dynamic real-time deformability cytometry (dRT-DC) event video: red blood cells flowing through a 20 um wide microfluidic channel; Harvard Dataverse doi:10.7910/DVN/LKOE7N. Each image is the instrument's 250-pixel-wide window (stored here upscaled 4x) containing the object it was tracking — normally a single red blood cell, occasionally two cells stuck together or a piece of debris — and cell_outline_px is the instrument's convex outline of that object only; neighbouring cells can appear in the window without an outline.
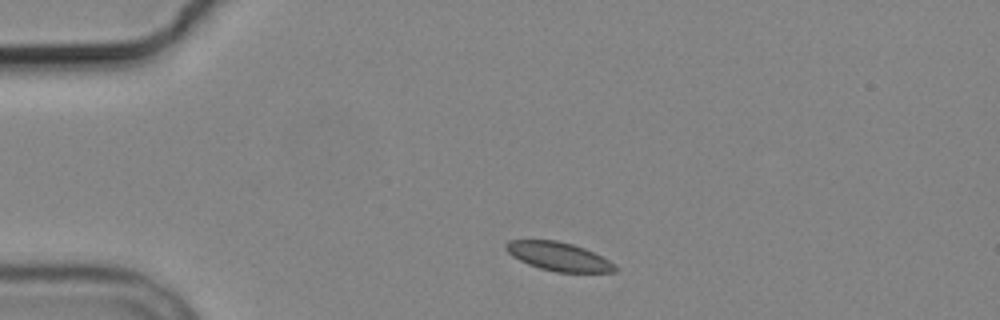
{"species": "common noctule bat (a hibernating species)", "species_latin": "Nyctalus noctula", "temperature_condition": "cold", "stored_images_in_passage": 2, "camera_frame_rate_fps": 3000, "um_per_image_px": 0.085, "animal": {"sex": "male", "body_mass_g": 19.2, "forearm_length_mm": 51.8}, "frame": {"image": 1, "passage_image": 1, "time_ms": 0.0, "image_size_px": [1000, 320], "cell_outline_px": [[616, 272], [556, 272], [540, 268], [528, 264], [512, 256], [504, 248], [504, 244], [508, 240], [556, 240], [572, 244], [584, 248], [616, 264]], "centroid_in_image_um": [47.45, 21.8], "position_along_channel_um": 37.5, "area_um2": 18.09}}